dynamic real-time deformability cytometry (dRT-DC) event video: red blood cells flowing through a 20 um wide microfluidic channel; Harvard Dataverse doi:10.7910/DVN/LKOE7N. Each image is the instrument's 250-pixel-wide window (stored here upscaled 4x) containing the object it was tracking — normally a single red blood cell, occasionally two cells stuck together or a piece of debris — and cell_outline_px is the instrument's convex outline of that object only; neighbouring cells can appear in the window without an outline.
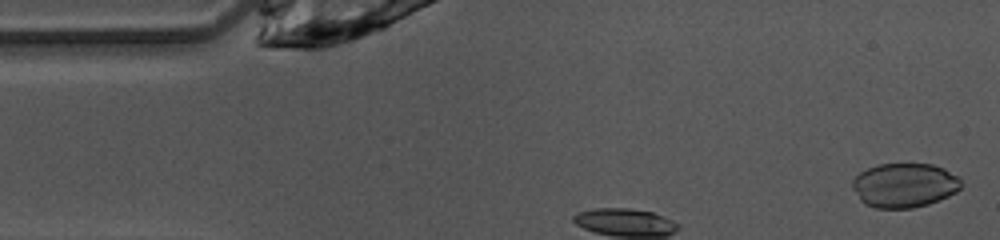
{"species": "common noctule bat (a hibernating species)", "species_latin": "Nyctalus noctula", "temperature_condition": "warm", "stored_images_in_passage": 5, "camera_frame_rate_fps": 3000, "um_per_image_px": 0.085, "animal": {"sex": "female", "body_mass_g": 10.0, "forearm_length_mm": 53.1}, "frame": {"image": 1, "passage_image": 1, "time_ms": 0.0, "image_size_px": [1000, 240], "cell_outline_px": [[960, 188], [956, 192], [948, 196], [928, 204], [912, 208], [876, 208], [864, 204], [860, 200], [852, 188], [852, 180], [860, 172], [868, 168], [880, 164], [932, 164], [944, 168], [956, 176], [960, 180]], "centroid_in_image_um": [76.84, 15.75], "position_along_channel_um": 8.2, "area_um2": 27.98}}